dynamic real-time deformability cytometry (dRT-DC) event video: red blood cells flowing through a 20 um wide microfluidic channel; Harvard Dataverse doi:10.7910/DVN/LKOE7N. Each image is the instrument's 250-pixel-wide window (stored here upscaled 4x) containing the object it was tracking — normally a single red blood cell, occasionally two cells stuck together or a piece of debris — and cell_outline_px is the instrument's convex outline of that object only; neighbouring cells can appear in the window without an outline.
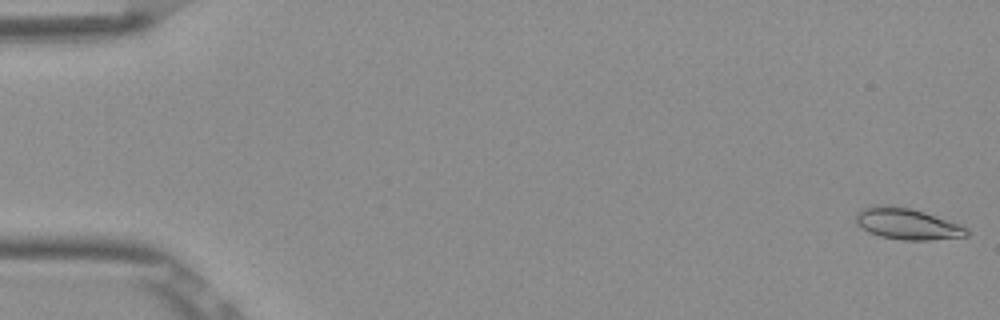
{"species": "Egyptian fruit bat (a non-hibernating species)", "species_latin": "Rousettus aegyptiacus", "temperature_condition": "room temperature", "stored_images_in_passage": 53, "camera_frame_rate_fps": 3000, "um_per_image_px": 0.085, "frame": {"image": 1, "passage_image": 1, "time_ms": 0.0, "image_size_px": [1000, 320], "cell_outline_px": [[968, 236], [928, 240], [904, 240], [880, 236], [868, 232], [856, 224], [856, 212], [860, 208], [872, 204], [892, 204], [924, 212], [960, 224], [968, 228]], "centroid_in_image_um": [77.06, 19.0], "position_along_channel_um": 7.9, "area_um2": 20.46}}
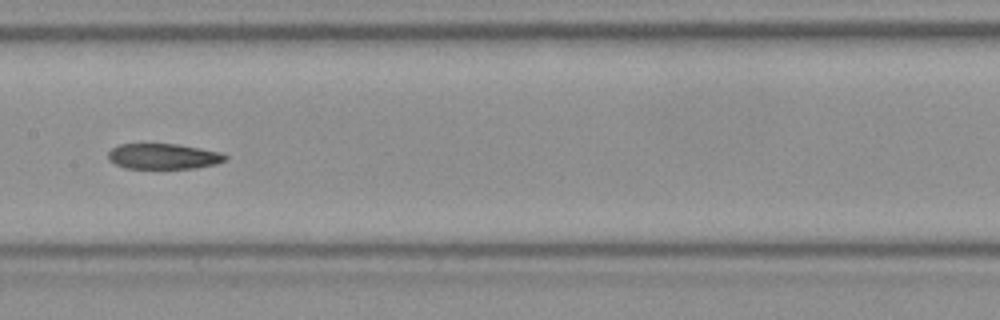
{"frame": {"image": 2, "passage_image": 27, "time_ms": 8.667, "image_size_px": [1000, 320], "cell_outline_px": [[228, 160], [216, 164], [196, 168], [124, 168], [108, 160], [108, 152], [112, 148], [120, 144], [176, 144], [200, 148], [220, 152], [228, 156]], "centroid_in_image_um": [13.9, 13.29], "position_along_channel_um": 193.5, "area_um2": 17.46}}
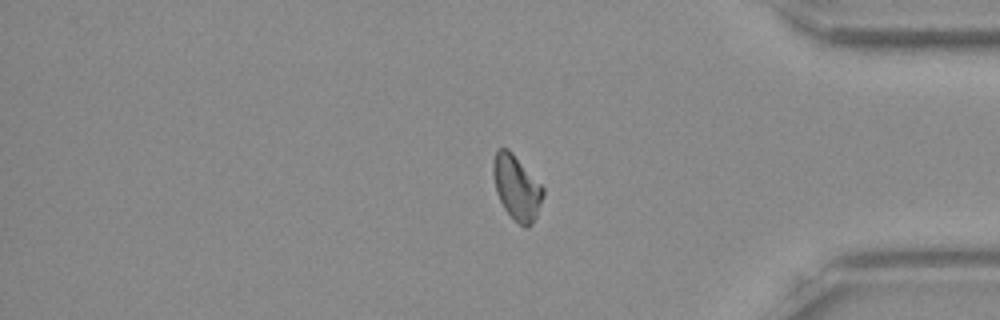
{"frame": {"image": 3, "passage_image": 44, "time_ms": 14.333, "image_size_px": [1000, 320], "cell_outline_px": [[544, 196], [536, 216], [532, 224], [528, 228], [524, 228], [504, 208], [496, 192], [492, 172], [492, 164], [496, 152], [500, 148], [508, 148], [512, 152], [544, 188]], "centroid_in_image_um": [43.91, 15.94], "position_along_channel_um": 391.3, "area_um2": 18.61}}